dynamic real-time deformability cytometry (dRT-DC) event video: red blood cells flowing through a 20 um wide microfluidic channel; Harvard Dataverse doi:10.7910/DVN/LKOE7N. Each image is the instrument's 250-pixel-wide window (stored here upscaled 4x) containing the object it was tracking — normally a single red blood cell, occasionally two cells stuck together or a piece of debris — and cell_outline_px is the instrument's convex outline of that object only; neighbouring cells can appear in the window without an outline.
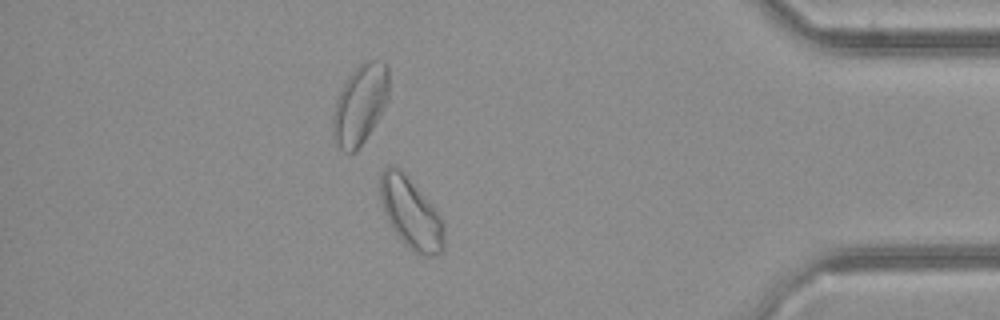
{"species": "common noctule bat (a hibernating species)", "species_latin": "Nyctalus noctula", "temperature_condition": "cold", "stored_images_in_passage": 36, "camera_frame_rate_fps": 3000, "um_per_image_px": 0.085, "animal": {"sex": "female", "body_mass_g": 21.9}, "frame": {"image": 1, "passage_image": 31, "time_ms": 10.0, "image_size_px": [1000, 320], "cell_outline_px": [[444, 248], [440, 252], [428, 256], [420, 256], [400, 240], [392, 228], [384, 212], [380, 200], [380, 176], [384, 168], [388, 164], [392, 164], [408, 180], [440, 216], [444, 224]], "centroid_in_image_um": [34.9, 18.18], "position_along_channel_um": 400.3, "area_um2": 25.55}}